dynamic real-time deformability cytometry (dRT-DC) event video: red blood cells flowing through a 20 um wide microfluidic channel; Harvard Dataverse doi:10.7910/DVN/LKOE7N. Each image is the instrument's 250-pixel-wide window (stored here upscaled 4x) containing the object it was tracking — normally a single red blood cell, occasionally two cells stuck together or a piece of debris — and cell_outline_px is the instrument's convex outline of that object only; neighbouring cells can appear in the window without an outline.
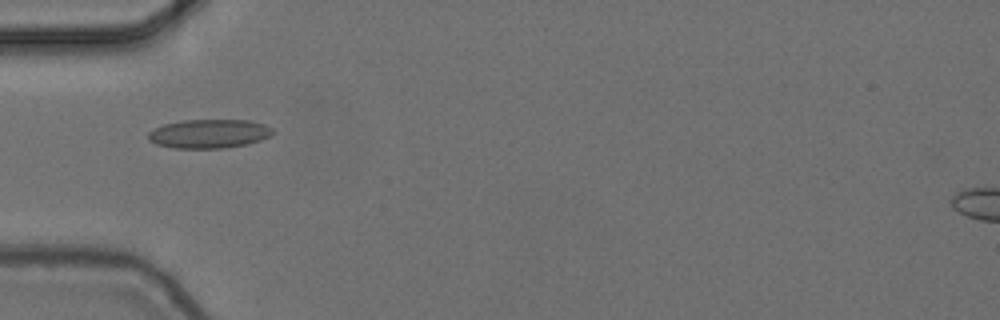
{"species": "common noctule bat (a hibernating species)", "species_latin": "Nyctalus noctula", "temperature_condition": "cold", "stored_images_in_passage": 8, "camera_frame_rate_fps": 3000, "um_per_image_px": 0.085, "animal": {"sex": "female", "body_mass_g": 24.6, "forearm_length_mm": 56.2}, "frame": {"image": 1, "passage_image": 3, "time_ms": 0.667, "image_size_px": [1000, 320], "cell_outline_px": [[276, 132], [272, 136], [248, 144], [224, 148], [172, 148], [156, 144], [148, 140], [148, 132], [164, 124], [184, 120], [248, 120], [264, 124], [272, 128]], "centroid_in_image_um": [17.8, 11.37], "position_along_channel_um": 67.2, "area_um2": 21.1}}
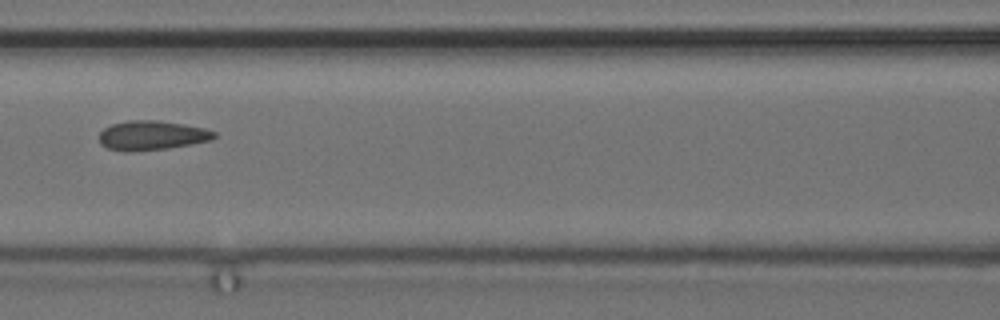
{"frame": {"image": 2, "passage_image": 5, "time_ms": 1.333, "image_size_px": [1000, 320], "cell_outline_px": [[216, 136], [212, 140], [168, 148], [132, 152], [124, 152], [108, 148], [100, 144], [100, 132], [104, 128], [112, 124], [128, 120], [156, 120], [184, 124], [204, 128], [216, 132]], "centroid_in_image_um": [12.9, 11.51], "position_along_channel_um": 153.7, "area_um2": 19.77}}
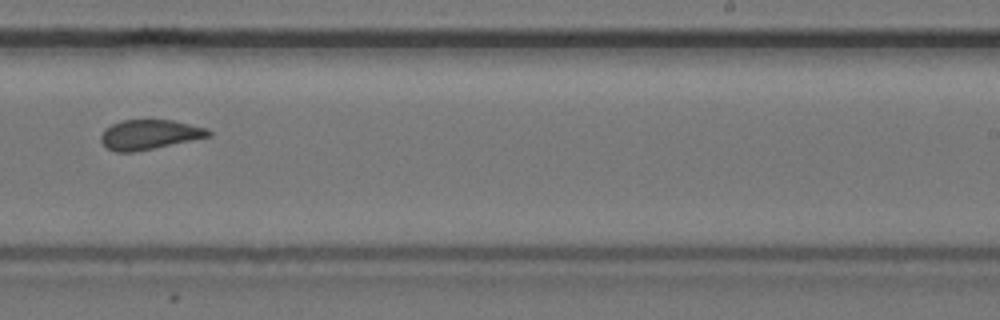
{"frame": {"image": 3, "passage_image": 8, "time_ms": 2.333, "image_size_px": [1000, 320], "cell_outline_px": [[212, 136], [132, 152], [116, 152], [108, 148], [100, 140], [100, 136], [104, 128], [120, 120], [172, 120], [208, 128], [212, 132]], "centroid_in_image_um": [12.7, 11.42], "position_along_channel_um": 276.3, "area_um2": 18.55}}